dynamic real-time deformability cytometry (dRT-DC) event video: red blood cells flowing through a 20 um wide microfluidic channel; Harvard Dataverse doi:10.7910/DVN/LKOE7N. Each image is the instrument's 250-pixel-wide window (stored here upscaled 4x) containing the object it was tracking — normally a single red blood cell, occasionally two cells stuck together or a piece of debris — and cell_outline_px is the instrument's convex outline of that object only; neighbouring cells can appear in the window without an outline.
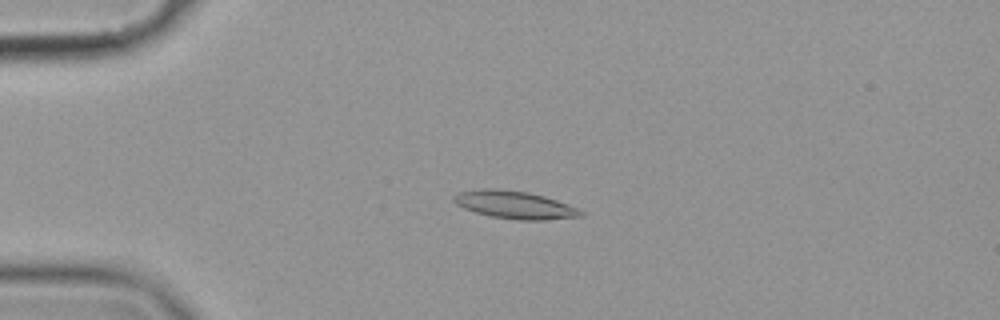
{"species": "common noctule bat (a hibernating species)", "species_latin": "Nyctalus noctula", "temperature_condition": "cold", "stored_images_in_passage": 57, "camera_frame_rate_fps": 3000, "um_per_image_px": 0.085, "animal": {"sex": "female", "body_mass_g": 19.9}, "frame": {"image": 1, "passage_image": 14, "time_ms": 4.333, "image_size_px": [1000, 320], "cell_outline_px": [[584, 216], [544, 220], [516, 220], [492, 216], [476, 212], [464, 208], [456, 204], [452, 200], [452, 196], [460, 192], [480, 188], [492, 188], [528, 192], [544, 196], [568, 204], [584, 212]], "centroid_in_image_um": [43.74, 17.41], "position_along_channel_um": 41.3, "area_um2": 20.46}}
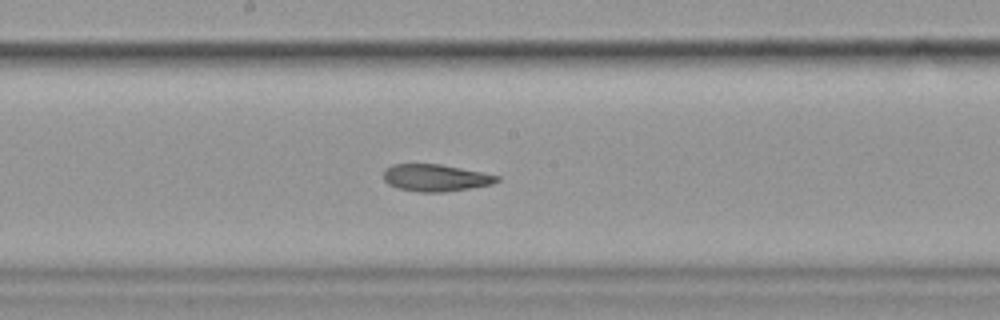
{"frame": {"image": 2, "passage_image": 31, "time_ms": 10.0, "image_size_px": [1000, 320], "cell_outline_px": [[500, 180], [492, 184], [444, 192], [416, 192], [396, 188], [388, 184], [384, 180], [384, 168], [392, 164], [440, 164], [500, 176]], "centroid_in_image_um": [36.97, 15.11], "position_along_channel_um": 211.2, "area_um2": 17.86}}
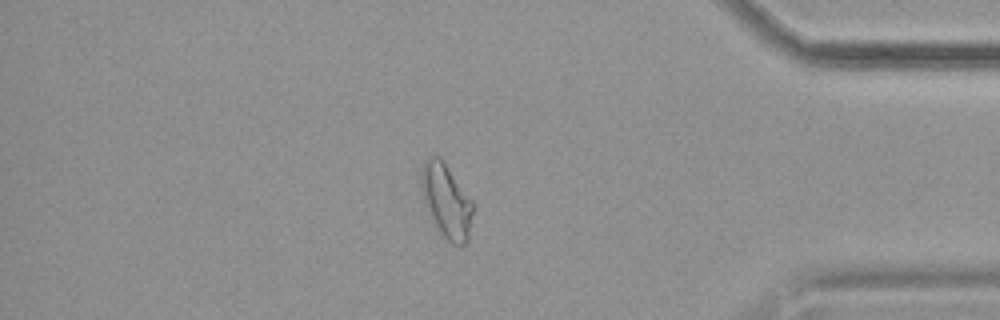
{"frame": {"image": 3, "passage_image": 49, "time_ms": 16.0, "image_size_px": [1000, 320], "cell_outline_px": [[476, 208], [468, 240], [464, 244], [452, 244], [440, 236], [432, 220], [424, 200], [420, 184], [420, 172], [424, 160], [428, 156], [436, 156], [444, 164], [476, 204]], "centroid_in_image_um": [37.97, 17.14], "position_along_channel_um": 397.2, "area_um2": 22.6}, "authors_computed_cell_mechanics": {"area_um2": 19.5364, "velocity_mm_per_s": 3.5543, "shape_relaxation_time_tau1_ms": null, "shape_relaxation_time_tau2_ms": 7.6416, "deformation_change_tau1": null, "deformation_change_tau2": 0.1689}}